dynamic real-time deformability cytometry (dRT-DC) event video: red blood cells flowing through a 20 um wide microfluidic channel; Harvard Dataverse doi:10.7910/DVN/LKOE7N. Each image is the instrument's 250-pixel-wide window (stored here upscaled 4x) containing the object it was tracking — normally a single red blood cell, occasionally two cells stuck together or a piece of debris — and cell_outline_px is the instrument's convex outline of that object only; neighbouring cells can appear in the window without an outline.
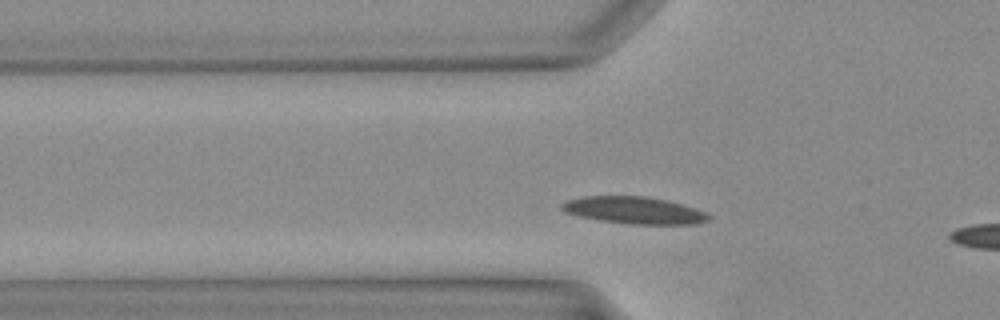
{"species": "Egyptian fruit bat (a non-hibernating species)", "species_latin": "Rousettus aegyptiacus", "temperature_condition": "warm", "stored_images_in_passage": 7, "camera_frame_rate_fps": 3000, "um_per_image_px": 0.085, "animal": {"sex": "female"}, "frame": {"image": 1, "passage_image": 5, "time_ms": 1.333, "image_size_px": [1000, 320], "cell_outline_px": [[712, 216], [708, 220], [692, 224], [628, 224], [600, 220], [580, 216], [564, 212], [560, 208], [560, 204], [568, 200], [584, 196], [648, 196], [668, 200], [684, 204], [696, 208]], "centroid_in_image_um": [53.91, 17.86], "position_along_channel_um": 71.9, "area_um2": 23.24}}